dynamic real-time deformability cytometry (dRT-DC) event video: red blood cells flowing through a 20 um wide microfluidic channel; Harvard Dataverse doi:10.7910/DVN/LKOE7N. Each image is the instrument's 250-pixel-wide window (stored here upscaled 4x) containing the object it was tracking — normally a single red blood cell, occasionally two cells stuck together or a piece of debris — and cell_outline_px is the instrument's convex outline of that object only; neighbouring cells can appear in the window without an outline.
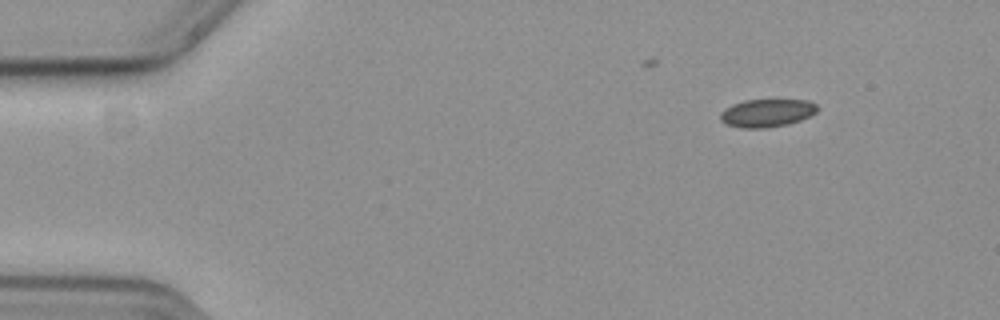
{"species": "common noctule bat (a hibernating species)", "species_latin": "Nyctalus noctula", "temperature_condition": "cold", "stored_images_in_passage": 13, "camera_frame_rate_fps": 3000, "um_per_image_px": 0.085, "animal": {"sex": "female", "body_mass_g": 19.3, "forearm_length_mm": 54.1}, "frame": {"image": 1, "passage_image": 2, "time_ms": 0.333, "image_size_px": [1000, 320], "cell_outline_px": [[820, 108], [816, 112], [800, 120], [788, 124], [764, 128], [740, 128], [724, 124], [720, 120], [720, 112], [724, 108], [732, 104], [744, 100], [808, 100], [816, 104]], "centroid_in_image_um": [65.15, 9.6], "position_along_channel_um": 19.9, "area_um2": 15.95}}
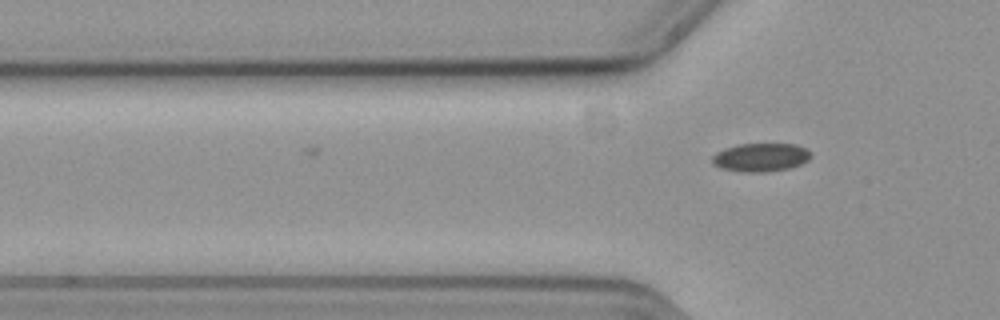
{"frame": {"image": 2, "passage_image": 13, "time_ms": 4.0, "image_size_px": [1000, 320], "cell_outline_px": [[812, 156], [808, 160], [800, 164], [788, 168], [764, 172], [748, 172], [724, 168], [712, 164], [712, 156], [716, 152], [724, 148], [740, 144], [796, 144], [812, 152]], "centroid_in_image_um": [64.68, 13.36], "position_along_channel_um": 61.1, "area_um2": 16.18}}